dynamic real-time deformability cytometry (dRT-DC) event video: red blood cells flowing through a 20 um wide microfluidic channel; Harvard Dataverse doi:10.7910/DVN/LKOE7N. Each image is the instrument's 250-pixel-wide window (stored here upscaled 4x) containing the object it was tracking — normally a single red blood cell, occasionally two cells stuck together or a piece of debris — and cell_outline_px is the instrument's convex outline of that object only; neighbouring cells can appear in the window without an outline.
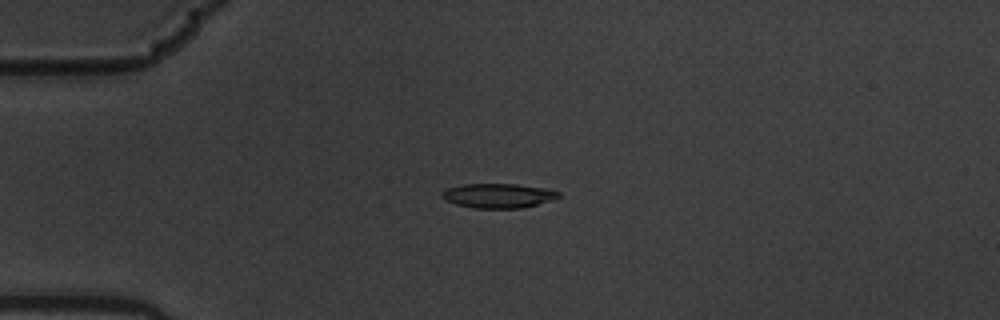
{"species": "common noctule bat (a hibernating species)", "species_latin": "Nyctalus noctula", "temperature_condition": "warm", "stored_images_in_passage": 5, "camera_frame_rate_fps": 3000, "um_per_image_px": 0.085, "animal": {"sex": "male", "body_mass_g": 19.5, "forearm_length_mm": 54.6}, "frame": {"image": 1, "passage_image": 4, "time_ms": 1.0, "image_size_px": [1000, 320], "cell_outline_px": [[560, 196], [552, 200], [520, 208], [476, 208], [456, 204], [444, 200], [440, 196], [440, 192], [448, 188], [464, 184], [516, 184], [548, 188], [560, 192]], "centroid_in_image_um": [42.34, 16.62], "position_along_channel_um": 42.7, "area_um2": 16.65}}